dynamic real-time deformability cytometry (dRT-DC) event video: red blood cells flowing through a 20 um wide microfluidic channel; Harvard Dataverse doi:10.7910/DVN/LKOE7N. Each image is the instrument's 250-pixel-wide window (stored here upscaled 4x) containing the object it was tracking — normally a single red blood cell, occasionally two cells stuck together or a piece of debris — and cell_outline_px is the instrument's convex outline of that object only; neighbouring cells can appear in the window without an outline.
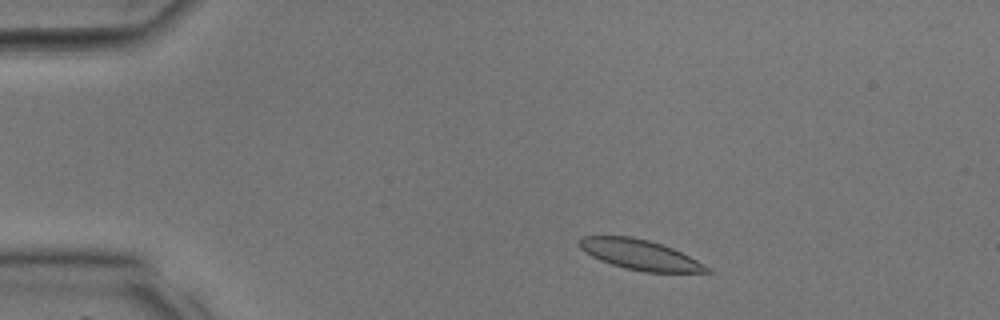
{"species": "common noctule bat (a hibernating species)", "species_latin": "Nyctalus noctula", "temperature_condition": "room temperature", "stored_images_in_passage": 34, "camera_frame_rate_fps": 3000, "um_per_image_px": 0.085, "animal": {"sex": "male", "body_mass_g": 17.9, "forearm_length_mm": 54.2}, "frame": {"image": 1, "passage_image": 4, "time_ms": 1.0, "image_size_px": [1000, 320], "cell_outline_px": [[712, 272], [644, 272], [624, 268], [600, 260], [584, 252], [580, 248], [576, 240], [580, 236], [632, 236], [648, 240], [672, 248], [712, 268]], "centroid_in_image_um": [54.35, 21.64], "position_along_channel_um": 30.7, "area_um2": 22.37}}
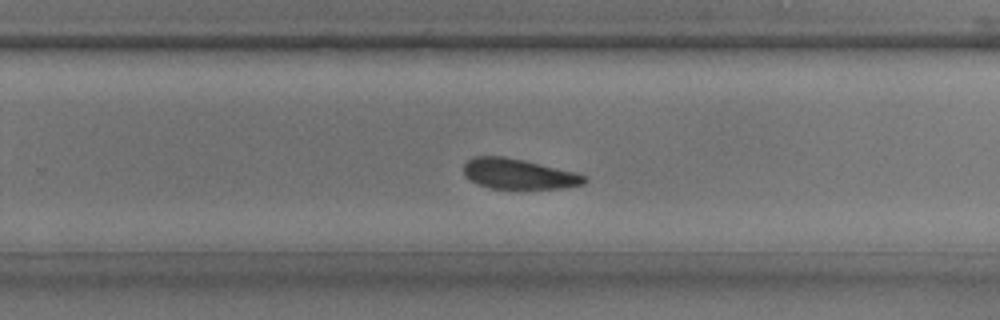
{"frame": {"image": 2, "passage_image": 21, "time_ms": 6.667, "image_size_px": [1000, 320], "cell_outline_px": [[588, 180], [584, 184], [564, 188], [492, 188], [476, 184], [468, 180], [464, 176], [464, 164], [468, 160], [476, 156], [504, 156], [524, 160], [588, 176]], "centroid_in_image_um": [44.05, 14.79], "position_along_channel_um": 285.8, "area_um2": 21.21}}
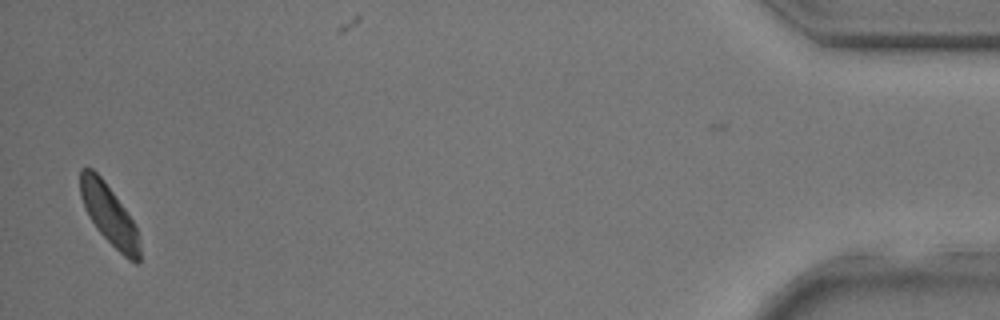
{"frame": {"image": 3, "passage_image": 33, "time_ms": 10.667, "image_size_px": [1000, 320], "cell_outline_px": [[140, 260], [136, 264], [128, 260], [96, 228], [84, 208], [80, 196], [80, 168], [92, 168], [100, 176], [124, 208], [132, 220], [136, 228], [140, 248]], "centroid_in_image_um": [9.26, 18.25], "position_along_channel_um": 425.9, "area_um2": 20.35}}